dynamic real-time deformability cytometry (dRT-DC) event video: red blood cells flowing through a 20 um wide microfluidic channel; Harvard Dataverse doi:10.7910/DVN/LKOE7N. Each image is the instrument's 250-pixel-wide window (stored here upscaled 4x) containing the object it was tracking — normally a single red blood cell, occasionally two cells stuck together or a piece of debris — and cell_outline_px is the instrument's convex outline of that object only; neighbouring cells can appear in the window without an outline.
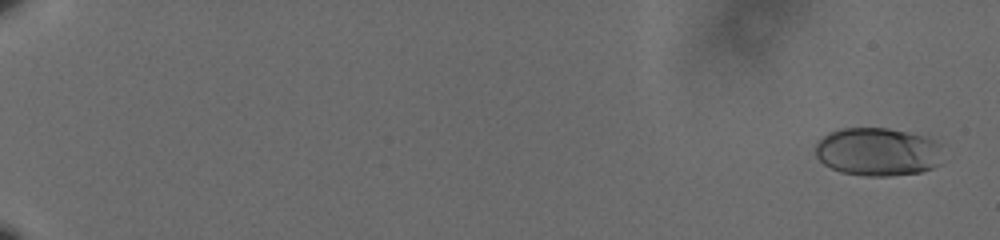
{"species": "human", "species_latin": "Homo sapiens", "temperature_condition": "cold", "stored_images_in_passage": 63, "camera_frame_rate_fps": 3000, "um_per_image_px": 0.085, "donor": {"sex": "male"}, "frame": {"image": 1, "passage_image": 3, "time_ms": 0.667, "image_size_px": [1000, 240], "cell_outline_px": [[944, 144], [940, 164], [932, 168], [920, 172], [888, 176], [864, 176], [840, 172], [824, 164], [816, 156], [816, 144], [828, 132], [840, 128], [888, 128], [928, 136]], "centroid_in_image_um": [74.67, 12.89], "position_along_channel_um": 10.3, "area_um2": 36.41}}
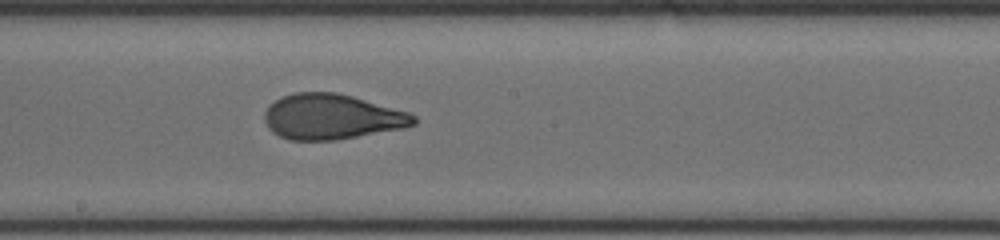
{"frame": {"image": 2, "passage_image": 39, "time_ms": 12.667, "image_size_px": [1000, 240], "cell_outline_px": [[416, 124], [404, 128], [336, 140], [288, 140], [272, 132], [268, 128], [264, 120], [264, 112], [268, 104], [280, 96], [292, 92], [336, 92], [352, 96], [408, 112], [416, 116]], "centroid_in_image_um": [28.15, 9.92], "position_along_channel_um": 220.1, "area_um2": 39.65}}
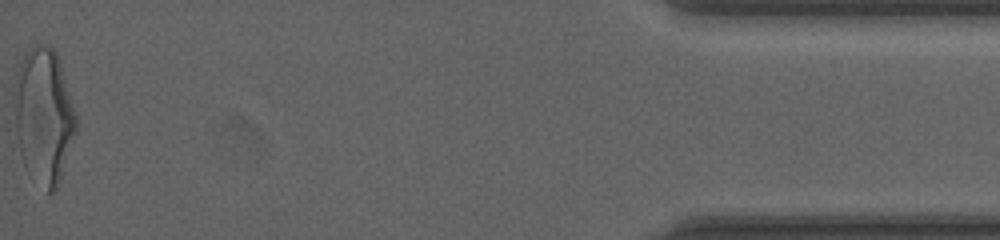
{"frame": {"image": 3, "passage_image": 63, "time_ms": 20.667, "image_size_px": [1000, 240], "cell_outline_px": [[76, 132], [60, 180], [56, 188], [52, 192], [48, 192], [24, 164], [20, 152], [16, 132], [16, 72], [24, 52], [36, 44], [48, 44], [56, 52], [76, 112]], "centroid_in_image_um": [3.74, 9.79], "position_along_channel_um": 431.5, "area_um2": 47.74}, "authors_computed_cell_mechanics": {"area_um2": 38.6682, "velocity_mm_per_s": 3.587, "shape_relaxation_time_tau1_ms": 5.67, "shape_relaxation_time_tau2_ms": 1.0209, "deformation_change_tau1": 0.1964, "deformation_change_tau2": 0.0826}}